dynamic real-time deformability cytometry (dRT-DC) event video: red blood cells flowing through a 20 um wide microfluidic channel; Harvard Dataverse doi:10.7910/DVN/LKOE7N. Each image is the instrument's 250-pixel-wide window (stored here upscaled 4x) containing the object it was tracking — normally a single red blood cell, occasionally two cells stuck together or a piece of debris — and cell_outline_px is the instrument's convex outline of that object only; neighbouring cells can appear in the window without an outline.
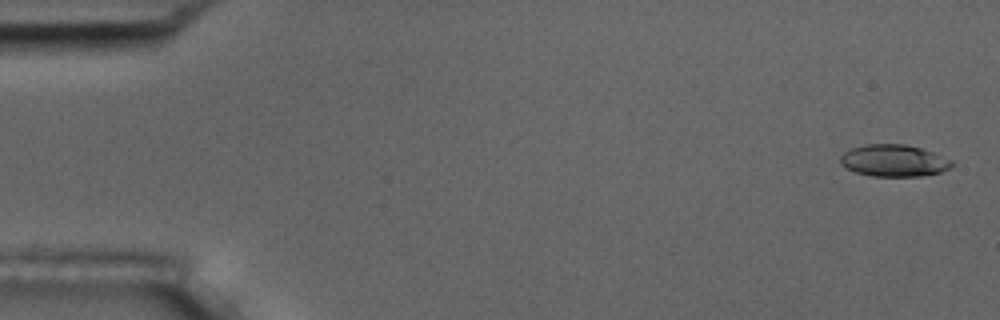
{"species": "common noctule bat (a hibernating species)", "species_latin": "Nyctalus noctula", "temperature_condition": "room temperature", "stored_images_in_passage": 6, "camera_frame_rate_fps": 3000, "um_per_image_px": 0.085, "animal": {"sex": "male", "body_mass_g": 17.5, "forearm_length_mm": 52.3}, "frame": {"image": 1, "passage_image": 1, "time_ms": 0.0, "image_size_px": [1000, 320], "cell_outline_px": [[952, 164], [948, 168], [940, 172], [920, 176], [872, 176], [856, 172], [840, 164], [840, 156], [844, 152], [852, 148], [864, 144], [904, 144], [920, 148], [932, 152], [952, 160]], "centroid_in_image_um": [75.94, 13.65], "position_along_channel_um": 9.1, "area_um2": 20.52}}
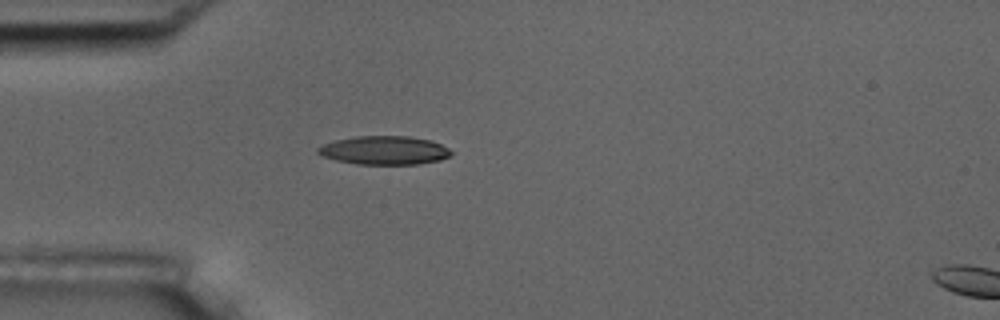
{"frame": {"image": 2, "passage_image": 5, "time_ms": 4.667, "image_size_px": [1000, 320], "cell_outline_px": [[452, 152], [448, 156], [440, 160], [416, 164], [356, 164], [336, 160], [324, 156], [316, 152], [316, 148], [324, 144], [336, 140], [356, 136], [408, 136], [432, 140], [448, 148]], "centroid_in_image_um": [32.66, 12.77], "position_along_channel_um": 52.3, "area_um2": 22.08}}